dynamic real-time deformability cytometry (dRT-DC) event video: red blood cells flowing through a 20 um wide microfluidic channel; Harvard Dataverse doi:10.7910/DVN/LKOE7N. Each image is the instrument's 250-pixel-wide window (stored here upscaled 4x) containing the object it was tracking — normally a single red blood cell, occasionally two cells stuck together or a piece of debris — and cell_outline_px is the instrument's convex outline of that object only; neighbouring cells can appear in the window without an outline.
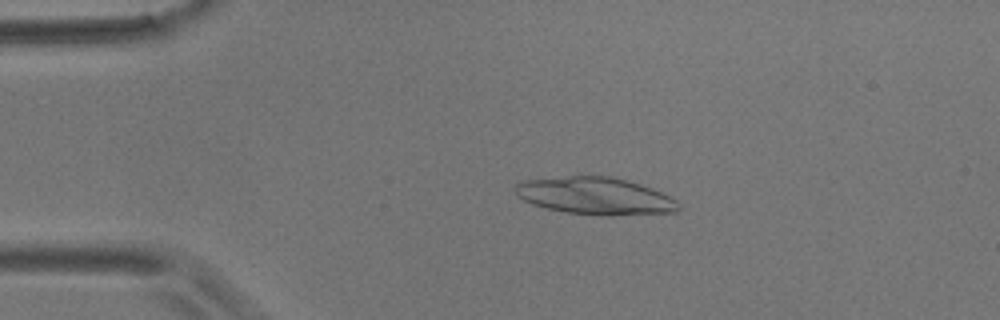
{"species": "common noctule bat (a hibernating species)", "species_latin": "Nyctalus noctula", "temperature_condition": "room temperature", "stored_images_in_passage": 4, "camera_frame_rate_fps": 3000, "um_per_image_px": 0.085, "animal": {"sex": "male", "body_mass_g": 17.9}, "frame": {"image": 1, "passage_image": 3, "time_ms": 3.667, "image_size_px": [1000, 320], "cell_outline_px": [[680, 208], [676, 212], [612, 216], [608, 216], [564, 212], [532, 204], [516, 196], [516, 184], [528, 180], [568, 176], [612, 176], [640, 184], [652, 188], [676, 200], [680, 204]], "centroid_in_image_um": [50.63, 16.67], "position_along_channel_um": 34.4, "area_um2": 35.32}}